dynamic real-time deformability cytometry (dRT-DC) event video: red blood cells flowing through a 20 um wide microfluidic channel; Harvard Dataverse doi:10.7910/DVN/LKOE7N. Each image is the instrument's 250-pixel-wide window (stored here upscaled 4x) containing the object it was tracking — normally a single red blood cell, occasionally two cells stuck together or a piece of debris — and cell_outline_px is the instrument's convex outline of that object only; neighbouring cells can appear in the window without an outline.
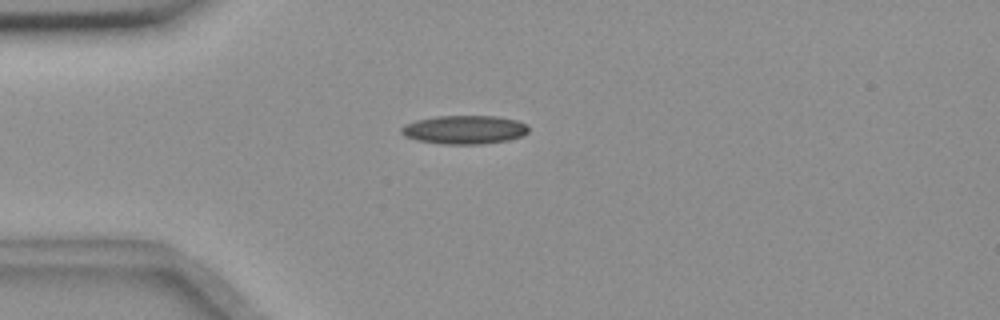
{"species": "common noctule bat (a hibernating species)", "species_latin": "Nyctalus noctula", "temperature_condition": "room temperature", "stored_images_in_passage": 6, "camera_frame_rate_fps": 3000, "um_per_image_px": 0.085, "animal": {"sex": "female", "body_mass_g": 18.4}, "frame": {"image": 1, "passage_image": 4, "time_ms": 3.333, "image_size_px": [1000, 320], "cell_outline_px": [[528, 132], [524, 136], [508, 140], [480, 144], [444, 144], [416, 140], [404, 136], [400, 132], [400, 128], [404, 124], [416, 120], [436, 116], [496, 116], [516, 120], [528, 124]], "centroid_in_image_um": [39.47, 11.02], "position_along_channel_um": 45.5, "area_um2": 21.39}}
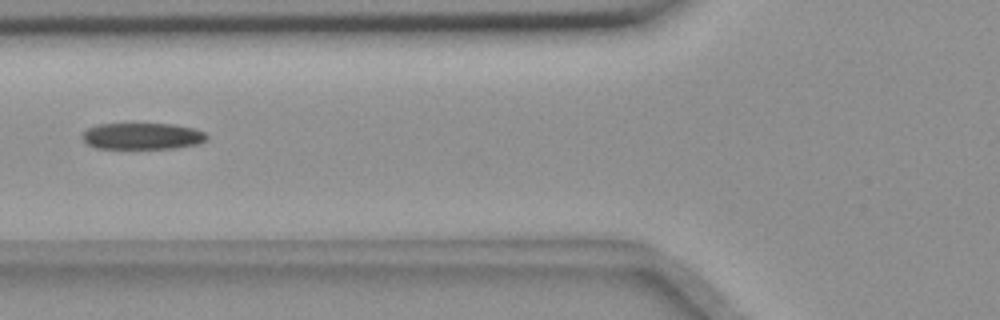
{"frame": {"image": 2, "passage_image": 6, "time_ms": 5.667, "image_size_px": [1000, 320], "cell_outline_px": [[208, 140], [200, 144], [176, 148], [96, 148], [88, 144], [80, 136], [88, 128], [96, 124], [172, 124], [196, 128], [204, 132], [208, 136]], "centroid_in_image_um": [12.14, 11.57], "position_along_channel_um": 113.7, "area_um2": 19.36}}